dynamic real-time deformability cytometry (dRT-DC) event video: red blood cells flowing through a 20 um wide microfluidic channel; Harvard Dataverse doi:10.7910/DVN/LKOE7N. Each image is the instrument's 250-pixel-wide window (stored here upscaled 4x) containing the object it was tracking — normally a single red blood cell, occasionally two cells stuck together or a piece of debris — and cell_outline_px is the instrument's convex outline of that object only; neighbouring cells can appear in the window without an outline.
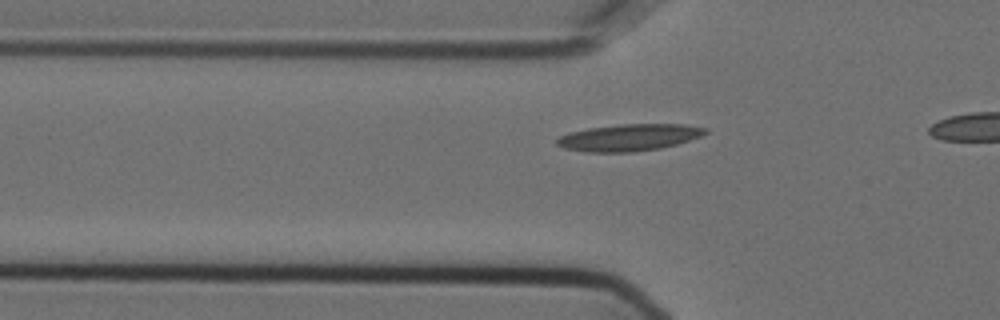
{"species": "Egyptian fruit bat (a non-hibernating species)", "species_latin": "Rousettus aegyptiacus", "temperature_condition": "cold", "stored_images_in_passage": 24, "camera_frame_rate_fps": 3000, "um_per_image_px": 0.085, "animal": {"sex": "female"}, "frame": {"image": 1, "passage_image": 14, "time_ms": 4.333, "image_size_px": [1000, 320], "cell_outline_px": [[708, 132], [700, 136], [676, 144], [660, 148], [632, 152], [584, 152], [564, 148], [556, 144], [556, 140], [560, 136], [568, 132], [588, 128], [620, 124], [684, 124], [708, 128]], "centroid_in_image_um": [53.44, 11.68], "position_along_channel_um": 72.4, "area_um2": 23.24}}
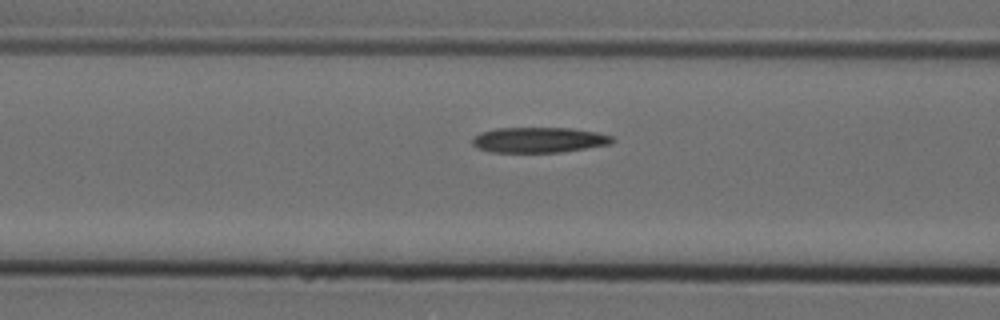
{"frame": {"image": 2, "passage_image": 18, "time_ms": 5.667, "image_size_px": [1000, 320], "cell_outline_px": [[616, 140], [612, 144], [560, 152], [492, 152], [476, 148], [472, 144], [472, 136], [480, 132], [496, 128], [572, 128], [596, 132], [612, 136]], "centroid_in_image_um": [45.79, 11.89], "position_along_channel_um": 120.8, "area_um2": 20.87}}
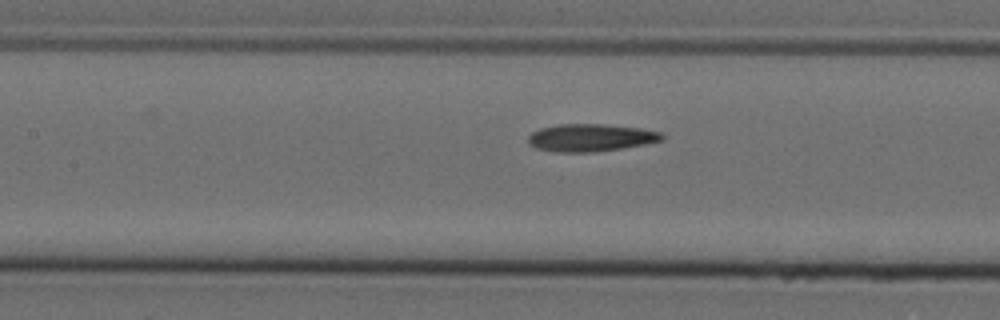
{"frame": {"image": 3, "passage_image": 21, "time_ms": 6.667, "image_size_px": [1000, 320], "cell_outline_px": [[664, 140], [644, 144], [620, 148], [592, 152], [552, 152], [536, 148], [528, 144], [528, 136], [532, 132], [540, 128], [560, 124], [600, 124], [640, 128], [660, 132], [664, 136]], "centroid_in_image_um": [50.16, 11.7], "position_along_channel_um": 157.2, "area_um2": 21.39}}